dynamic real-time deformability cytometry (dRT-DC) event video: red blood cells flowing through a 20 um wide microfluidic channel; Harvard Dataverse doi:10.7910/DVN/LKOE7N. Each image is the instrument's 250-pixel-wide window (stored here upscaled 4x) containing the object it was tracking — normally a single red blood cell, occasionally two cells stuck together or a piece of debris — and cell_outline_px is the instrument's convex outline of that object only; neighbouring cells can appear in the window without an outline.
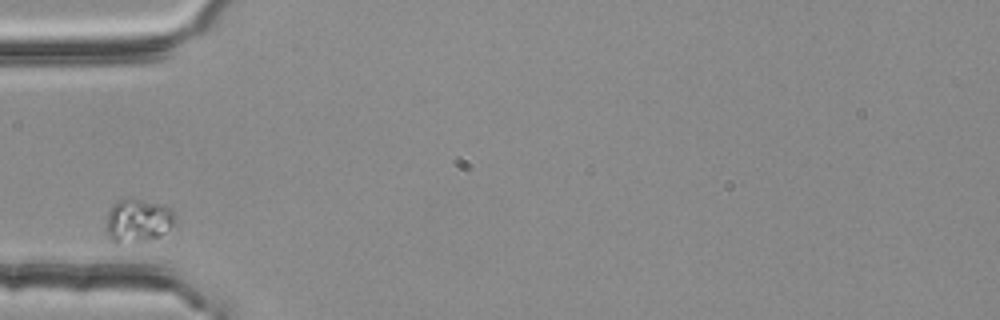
{"species": "common noctule bat (a hibernating species)", "species_latin": "Nyctalus noctula", "temperature_condition": "room temperature", "stored_images_in_passage": 1, "camera_frame_rate_fps": 3000, "um_per_image_px": 0.085, "animal": {"sex": "female", "body_mass_g": 25.1}, "frame": {"image": 1, "passage_image": 1, "time_ms": 0.0, "image_size_px": [1000, 320], "cell_outline_px": [[172, 224], [160, 236], [116, 244], [112, 244], [108, 236], [108, 208], [112, 204], [120, 200], [140, 200], [164, 204], [172, 208]], "centroid_in_image_um": [11.68, 18.74], "position_along_channel_um": 73.3, "area_um2": 16.76}}